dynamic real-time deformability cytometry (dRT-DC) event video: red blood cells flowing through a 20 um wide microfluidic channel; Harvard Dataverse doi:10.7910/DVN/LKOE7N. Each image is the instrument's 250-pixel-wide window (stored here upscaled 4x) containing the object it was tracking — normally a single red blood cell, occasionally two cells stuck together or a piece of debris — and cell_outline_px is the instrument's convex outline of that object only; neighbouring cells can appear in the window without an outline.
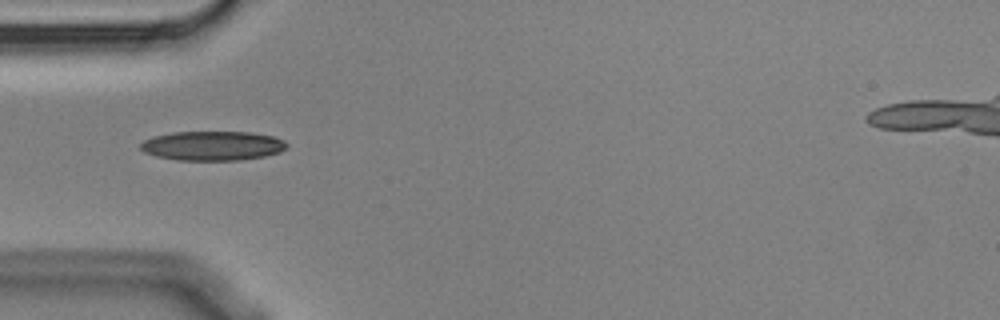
{"species": "Egyptian fruit bat (a non-hibernating species)", "species_latin": "Rousettus aegyptiacus", "temperature_condition": "cold", "stored_images_in_passage": 3, "camera_frame_rate_fps": 3000, "um_per_image_px": 0.085, "animal": {"sex": "male"}, "frame": {"image": 1, "passage_image": 1, "time_ms": 0.0, "image_size_px": [1000, 320], "cell_outline_px": [[288, 144], [280, 152], [264, 156], [240, 160], [176, 160], [156, 156], [144, 152], [140, 148], [140, 144], [144, 140], [152, 136], [172, 132], [252, 132], [272, 136], [284, 140]], "centroid_in_image_um": [18.04, 12.39], "position_along_channel_um": 67.0, "area_um2": 25.09}}
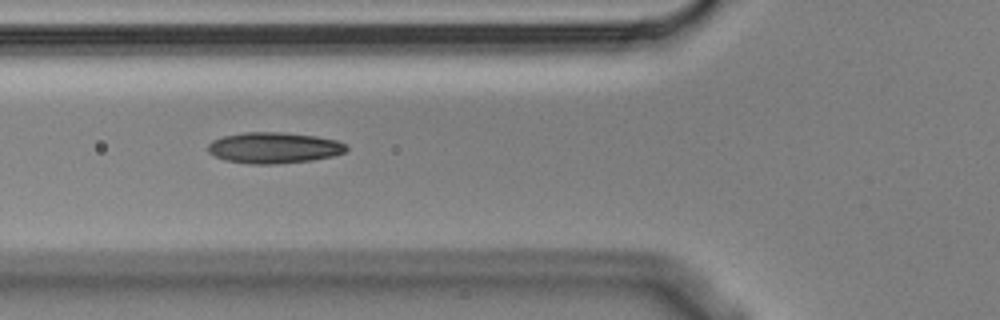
{"frame": {"image": 2, "passage_image": 2, "time_ms": 0.333, "image_size_px": [1000, 320], "cell_outline_px": [[348, 148], [344, 152], [332, 156], [312, 160], [272, 164], [252, 164], [224, 160], [208, 152], [208, 144], [212, 140], [224, 136], [244, 132], [284, 132], [316, 136], [336, 140], [344, 144]], "centroid_in_image_um": [23.26, 12.55], "position_along_channel_um": 102.5, "area_um2": 24.91}}
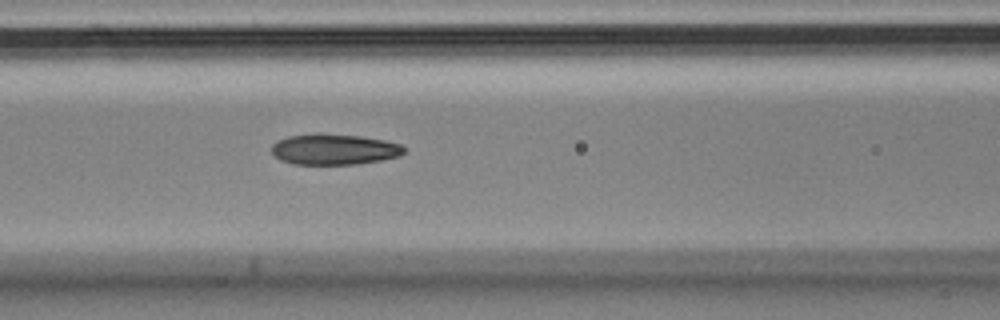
{"frame": {"image": 3, "passage_image": 3, "time_ms": 0.667, "image_size_px": [1000, 320], "cell_outline_px": [[404, 152], [400, 156], [380, 160], [356, 164], [292, 164], [280, 160], [272, 152], [272, 144], [276, 140], [288, 136], [360, 136], [384, 140], [400, 144], [404, 148]], "centroid_in_image_um": [28.41, 12.73], "position_along_channel_um": 138.2, "area_um2": 22.89}}